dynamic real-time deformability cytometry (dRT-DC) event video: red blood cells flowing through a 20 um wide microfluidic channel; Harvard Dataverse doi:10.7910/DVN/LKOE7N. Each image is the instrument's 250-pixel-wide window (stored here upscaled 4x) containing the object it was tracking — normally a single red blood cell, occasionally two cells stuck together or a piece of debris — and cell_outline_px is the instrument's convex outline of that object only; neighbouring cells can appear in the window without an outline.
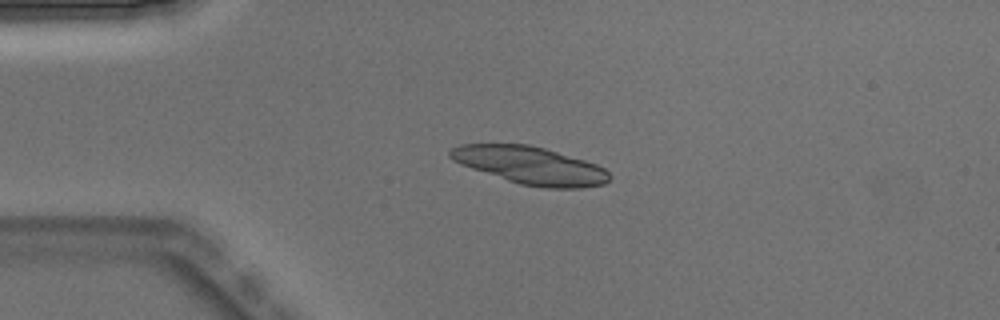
{"species": "Egyptian fruit bat (a non-hibernating species)", "species_latin": "Rousettus aegyptiacus", "temperature_condition": "warm", "stored_images_in_passage": 4, "camera_frame_rate_fps": 3000, "um_per_image_px": 0.085, "animal": {"sex": "male"}, "frame": {"image": 1, "passage_image": 3, "time_ms": 0.667, "image_size_px": [1000, 320], "cell_outline_px": [[612, 176], [604, 184], [580, 188], [544, 188], [520, 184], [460, 164], [452, 160], [448, 156], [448, 152], [452, 148], [460, 144], [528, 144], [544, 148], [584, 160], [596, 164], [604, 168]], "centroid_in_image_um": [45.07, 14.06], "position_along_channel_um": 39.9, "area_um2": 34.68}}